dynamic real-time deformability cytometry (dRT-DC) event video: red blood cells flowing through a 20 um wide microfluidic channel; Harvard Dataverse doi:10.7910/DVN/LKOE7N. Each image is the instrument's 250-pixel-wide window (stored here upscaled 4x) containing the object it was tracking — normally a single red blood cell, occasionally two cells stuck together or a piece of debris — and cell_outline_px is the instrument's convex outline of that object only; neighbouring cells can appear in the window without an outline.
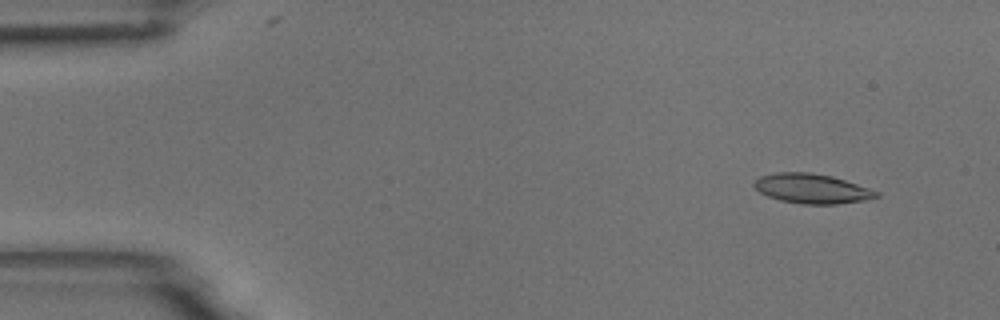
{"species": "common noctule bat (a hibernating species)", "species_latin": "Nyctalus noctula", "temperature_condition": "room temperature", "stored_images_in_passage": 8, "camera_frame_rate_fps": 3000, "um_per_image_px": 0.085, "animal": {"sex": "male", "body_mass_g": 18.8}, "frame": {"image": 1, "passage_image": 1, "time_ms": 0.0, "image_size_px": [1000, 320], "cell_outline_px": [[880, 196], [864, 200], [836, 204], [800, 204], [780, 200], [768, 196], [760, 192], [752, 184], [760, 176], [776, 172], [812, 172], [832, 176], [880, 192]], "centroid_in_image_um": [69.0, 16.03], "position_along_channel_um": 16.0, "area_um2": 21.04}}